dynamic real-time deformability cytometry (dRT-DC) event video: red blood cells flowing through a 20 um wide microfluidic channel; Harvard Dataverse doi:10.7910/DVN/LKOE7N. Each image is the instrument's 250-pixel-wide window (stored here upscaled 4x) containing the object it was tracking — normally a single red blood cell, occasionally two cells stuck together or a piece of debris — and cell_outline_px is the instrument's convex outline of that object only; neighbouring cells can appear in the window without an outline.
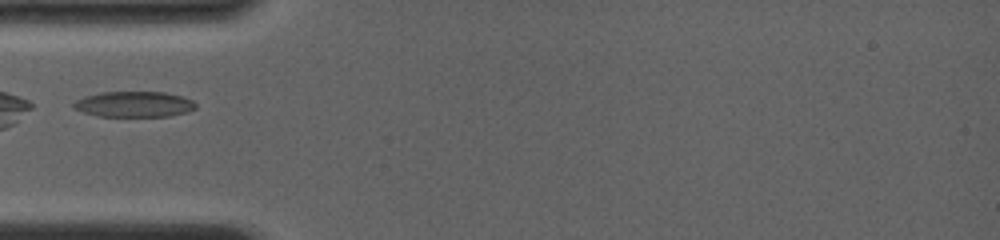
{"species": "common noctule bat (a hibernating species)", "species_latin": "Nyctalus noctula", "temperature_condition": "room temperature", "stored_images_in_passage": 2, "camera_frame_rate_fps": 4000, "um_per_image_px": 0.085, "animal": {"sex": "female", "body_mass_g": 19.0, "forearm_length_mm": 56.7}, "frame": {"image": 1, "passage_image": 1, "time_ms": 0.0, "image_size_px": [1000, 240], "cell_outline_px": [[196, 108], [188, 112], [168, 116], [96, 116], [72, 108], [72, 104], [76, 100], [84, 96], [100, 92], [164, 92], [184, 96], [192, 100], [196, 104]], "centroid_in_image_um": [11.4, 8.85], "position_along_channel_um": 73.6, "area_um2": 18.38}}